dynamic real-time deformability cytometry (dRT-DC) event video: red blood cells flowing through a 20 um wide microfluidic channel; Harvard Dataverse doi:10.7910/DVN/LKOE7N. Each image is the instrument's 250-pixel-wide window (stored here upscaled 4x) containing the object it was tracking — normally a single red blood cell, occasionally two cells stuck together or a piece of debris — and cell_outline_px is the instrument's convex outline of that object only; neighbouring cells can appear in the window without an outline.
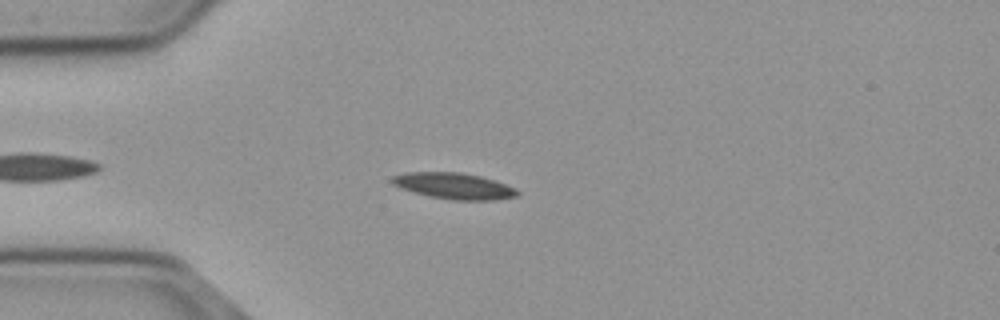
{"species": "common noctule bat (a hibernating species)", "species_latin": "Nyctalus noctula", "temperature_condition": "cold", "stored_images_in_passage": 48, "camera_frame_rate_fps": 3000, "um_per_image_px": 0.085, "animal": {"sex": "male", "body_mass_g": 23.1, "forearm_length_mm": 52.7}, "frame": {"image": 1, "passage_image": 7, "time_ms": 2.0, "image_size_px": [1000, 320], "cell_outline_px": [[520, 192], [516, 196], [492, 200], [452, 200], [428, 196], [400, 188], [392, 184], [388, 180], [392, 176], [408, 172], [460, 172], [480, 176], [516, 188]], "centroid_in_image_um": [38.53, 15.8], "position_along_channel_um": 46.5, "area_um2": 19.07}}
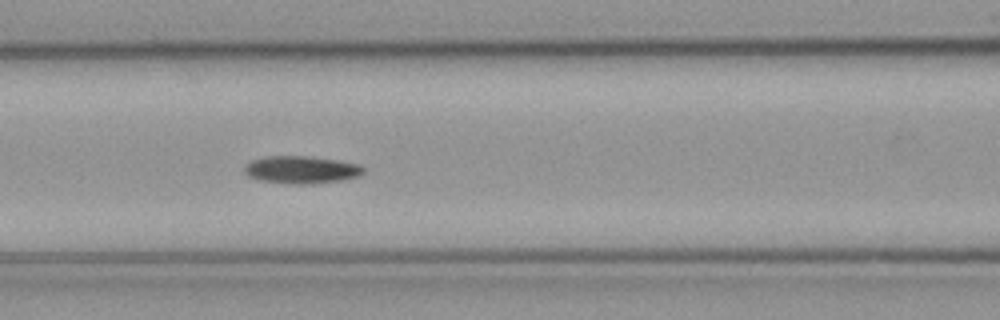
{"frame": {"image": 2, "passage_image": 16, "time_ms": 5.0, "image_size_px": [1000, 320], "cell_outline_px": [[364, 172], [360, 176], [340, 180], [312, 184], [288, 184], [256, 180], [248, 176], [244, 172], [244, 168], [252, 160], [264, 156], [304, 156], [336, 160], [356, 164], [364, 168]], "centroid_in_image_um": [25.57, 14.44], "position_along_channel_um": 141.0, "area_um2": 19.07}}
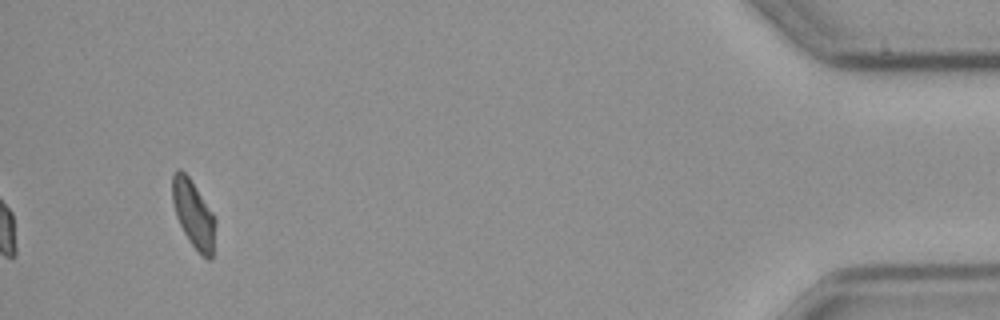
{"frame": {"image": 3, "passage_image": 45, "time_ms": 14.667, "image_size_px": [1000, 320], "cell_outline_px": [[216, 224], [212, 260], [208, 260], [188, 240], [176, 216], [172, 200], [172, 176], [180, 168], [188, 176], [212, 212], [216, 220]], "centroid_in_image_um": [16.45, 18.21], "position_along_channel_um": 418.7, "area_um2": 16.65}, "authors_computed_cell_mechanics": {"area_um2": 17.918, "velocity_mm_per_s": 3.6902, "shape_relaxation_time_tau1_ms": 5.4848, "shape_relaxation_time_tau2_ms": null, "deformation_change_tau1": 0.1413, "deformation_change_tau2": null}}